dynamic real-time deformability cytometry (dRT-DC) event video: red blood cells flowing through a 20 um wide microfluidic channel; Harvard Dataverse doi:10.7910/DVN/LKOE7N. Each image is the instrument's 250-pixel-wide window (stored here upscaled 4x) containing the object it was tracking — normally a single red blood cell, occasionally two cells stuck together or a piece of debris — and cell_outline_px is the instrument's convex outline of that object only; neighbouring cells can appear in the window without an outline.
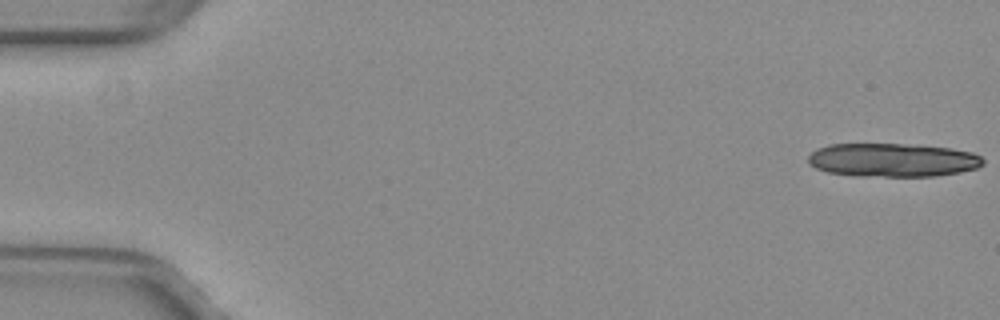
{"species": "common noctule bat (a hibernating species)", "species_latin": "Nyctalus noctula", "temperature_condition": "warm", "stored_images_in_passage": 15, "camera_frame_rate_fps": 3000, "um_per_image_px": 0.085, "animal": {"sex": "female", "body_mass_g": 29.2, "forearm_length_mm": 56.3}, "frame": {"image": 1, "passage_image": 1, "time_ms": 0.0, "image_size_px": [1000, 320], "cell_outline_px": [[984, 164], [976, 168], [960, 172], [936, 176], [852, 176], [828, 172], [816, 168], [808, 164], [808, 156], [816, 148], [828, 144], [904, 144], [952, 148], [972, 152], [980, 156], [984, 160]], "centroid_in_image_um": [75.85, 13.6], "position_along_channel_um": 9.1, "area_um2": 34.45}}